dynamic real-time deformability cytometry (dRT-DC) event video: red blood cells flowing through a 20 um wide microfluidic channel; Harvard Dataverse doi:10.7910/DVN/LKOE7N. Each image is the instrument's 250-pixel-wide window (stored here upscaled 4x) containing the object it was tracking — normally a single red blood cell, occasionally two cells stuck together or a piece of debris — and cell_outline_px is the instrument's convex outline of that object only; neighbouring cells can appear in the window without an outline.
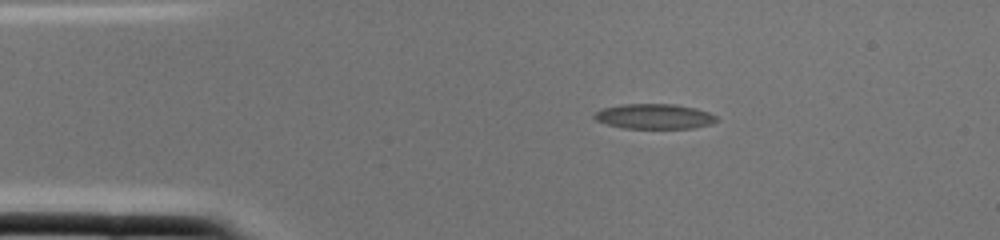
{"species": "common noctule bat (a hibernating species)", "species_latin": "Nyctalus noctula", "temperature_condition": "cold", "stored_images_in_passage": 1, "camera_frame_rate_fps": 3000, "um_per_image_px": 0.085, "animal": {"sex": "female", "body_mass_g": 22.0, "forearm_length_mm": 56.7}, "frame": {"image": 1, "passage_image": 1, "time_ms": 0.0, "image_size_px": [1000, 240], "cell_outline_px": [[720, 120], [712, 124], [692, 128], [624, 128], [608, 124], [596, 120], [592, 116], [592, 112], [600, 108], [624, 104], [676, 104], [696, 108], [708, 112], [716, 116]], "centroid_in_image_um": [55.6, 9.88], "position_along_channel_um": 29.4, "area_um2": 18.03}}